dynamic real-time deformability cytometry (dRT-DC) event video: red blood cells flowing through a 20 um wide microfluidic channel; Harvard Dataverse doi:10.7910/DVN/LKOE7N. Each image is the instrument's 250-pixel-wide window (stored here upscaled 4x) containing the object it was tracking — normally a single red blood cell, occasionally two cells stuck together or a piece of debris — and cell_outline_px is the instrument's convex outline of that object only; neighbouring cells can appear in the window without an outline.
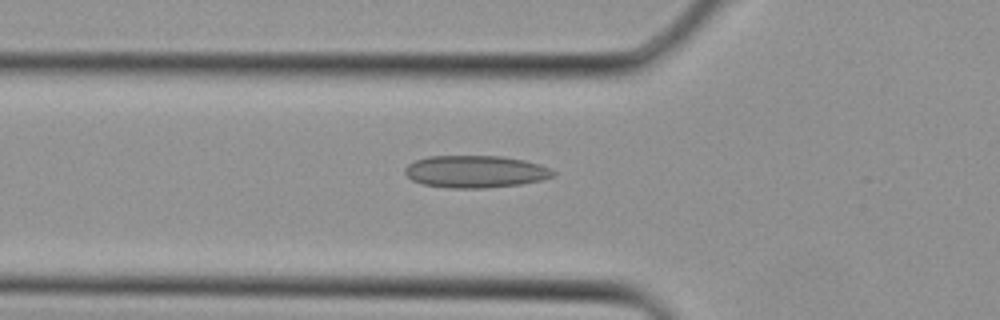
{"species": "Egyptian fruit bat (a non-hibernating species)", "species_latin": "Rousettus aegyptiacus", "temperature_condition": "cold", "stored_images_in_passage": 4, "camera_frame_rate_fps": 3000, "um_per_image_px": 0.085, "animal": {"sex": "female"}, "frame": {"image": 1, "passage_image": 4, "time_ms": 1.0, "image_size_px": [1000, 320], "cell_outline_px": [[556, 172], [552, 176], [540, 180], [520, 184], [484, 188], [452, 188], [424, 184], [412, 180], [404, 172], [404, 168], [408, 164], [416, 160], [428, 156], [500, 156], [524, 160], [540, 164]], "centroid_in_image_um": [40.39, 14.58], "position_along_channel_um": 85.4, "area_um2": 27.63}}